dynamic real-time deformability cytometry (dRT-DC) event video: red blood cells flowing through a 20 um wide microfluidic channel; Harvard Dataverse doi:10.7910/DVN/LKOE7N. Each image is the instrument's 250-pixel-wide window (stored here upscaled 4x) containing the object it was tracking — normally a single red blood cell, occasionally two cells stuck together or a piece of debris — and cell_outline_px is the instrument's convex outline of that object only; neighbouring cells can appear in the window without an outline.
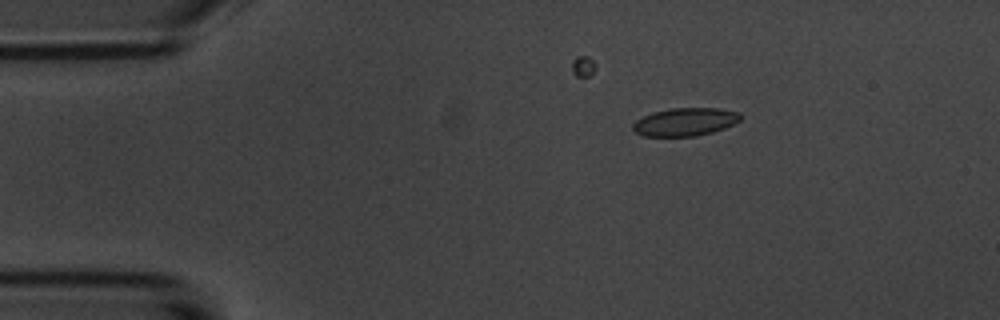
{"species": "common noctule bat (a hibernating species)", "species_latin": "Nyctalus noctula", "temperature_condition": "room temperature", "stored_images_in_passage": 5, "camera_frame_rate_fps": 3000, "um_per_image_px": 0.085, "animal": {"sex": "male", "body_mass_g": 20.1, "forearm_length_mm": 53.5}, "frame": {"image": 1, "passage_image": 3, "time_ms": 2.333, "image_size_px": [1000, 320], "cell_outline_px": [[744, 116], [740, 120], [724, 128], [712, 132], [696, 136], [644, 136], [636, 132], [632, 128], [632, 124], [636, 120], [652, 112], [672, 108], [720, 108], [740, 112]], "centroid_in_image_um": [58.26, 10.35], "position_along_channel_um": 26.7, "area_um2": 17.63}}
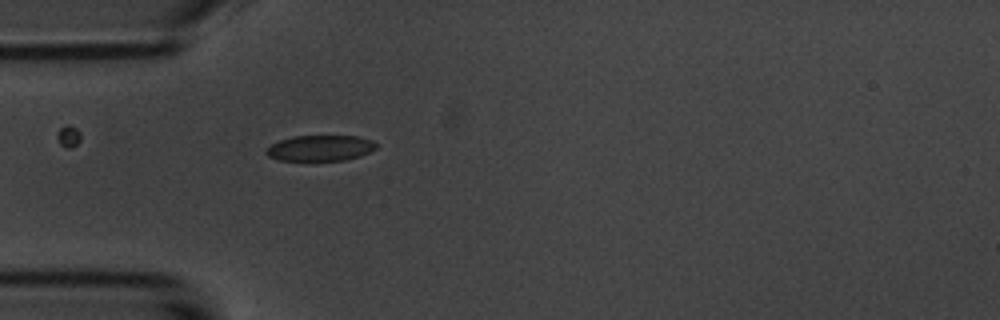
{"frame": {"image": 2, "passage_image": 5, "time_ms": 4.667, "image_size_px": [1000, 320], "cell_outline_px": [[376, 148], [360, 156], [344, 160], [280, 160], [268, 156], [264, 152], [272, 144], [280, 140], [292, 136], [356, 136], [372, 140], [376, 144]], "centroid_in_image_um": [27.21, 12.58], "position_along_channel_um": 57.8, "area_um2": 16.3}}